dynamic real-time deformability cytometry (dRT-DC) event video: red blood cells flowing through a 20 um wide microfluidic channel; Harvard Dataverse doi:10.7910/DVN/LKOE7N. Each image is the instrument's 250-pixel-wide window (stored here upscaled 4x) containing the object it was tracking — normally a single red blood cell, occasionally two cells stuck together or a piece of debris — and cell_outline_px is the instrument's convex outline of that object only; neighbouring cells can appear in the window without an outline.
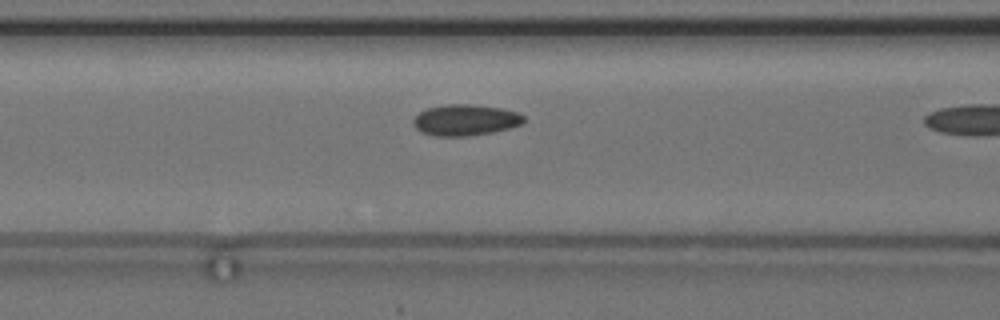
{"species": "common noctule bat (a hibernating species)", "species_latin": "Nyctalus noctula", "temperature_condition": "cold", "stored_images_in_passage": 11, "camera_frame_rate_fps": 3000, "um_per_image_px": 0.085, "animal": {"sex": "female", "body_mass_g": 24.6, "forearm_length_mm": 56.2}, "frame": {"image": 1, "passage_image": 10, "time_ms": 3.0, "image_size_px": [1000, 320], "cell_outline_px": [[528, 120], [524, 124], [492, 132], [468, 136], [436, 136], [420, 132], [412, 124], [412, 120], [420, 112], [428, 108], [448, 104], [472, 104], [500, 108], [516, 112], [524, 116]], "centroid_in_image_um": [39.57, 10.21], "position_along_channel_um": 127.0, "area_um2": 20.11}}